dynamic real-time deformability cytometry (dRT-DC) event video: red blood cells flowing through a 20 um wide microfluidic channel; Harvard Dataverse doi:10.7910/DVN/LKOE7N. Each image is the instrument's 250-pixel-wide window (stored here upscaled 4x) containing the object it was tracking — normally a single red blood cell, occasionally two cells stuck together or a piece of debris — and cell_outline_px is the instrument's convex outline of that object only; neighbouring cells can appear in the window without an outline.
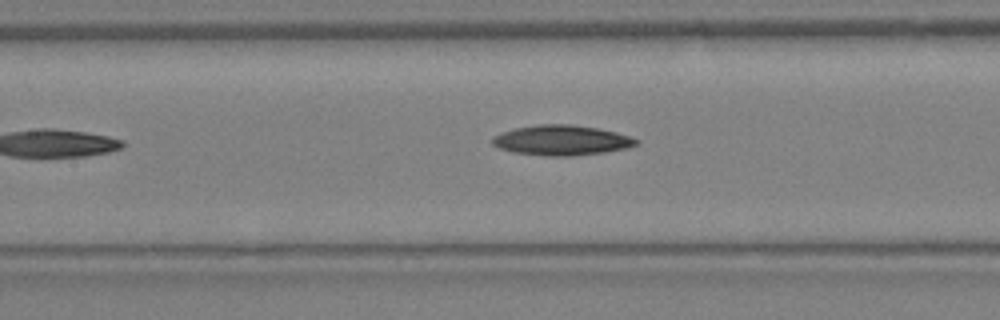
{"species": "Egyptian fruit bat (a non-hibernating species)", "species_latin": "Rousettus aegyptiacus", "temperature_condition": "warm", "stored_images_in_passage": 8, "camera_frame_rate_fps": 3000, "um_per_image_px": 0.085, "animal": {"sex": "female"}, "frame": {"image": 1, "passage_image": 8, "time_ms": 2.333, "image_size_px": [1000, 320], "cell_outline_px": [[640, 144], [628, 148], [604, 152], [572, 156], [548, 156], [512, 152], [500, 148], [492, 144], [492, 136], [516, 128], [540, 124], [572, 124], [596, 128], [616, 132], [632, 136], [640, 140]], "centroid_in_image_um": [47.79, 11.92], "position_along_channel_um": 159.6, "area_um2": 25.32}}